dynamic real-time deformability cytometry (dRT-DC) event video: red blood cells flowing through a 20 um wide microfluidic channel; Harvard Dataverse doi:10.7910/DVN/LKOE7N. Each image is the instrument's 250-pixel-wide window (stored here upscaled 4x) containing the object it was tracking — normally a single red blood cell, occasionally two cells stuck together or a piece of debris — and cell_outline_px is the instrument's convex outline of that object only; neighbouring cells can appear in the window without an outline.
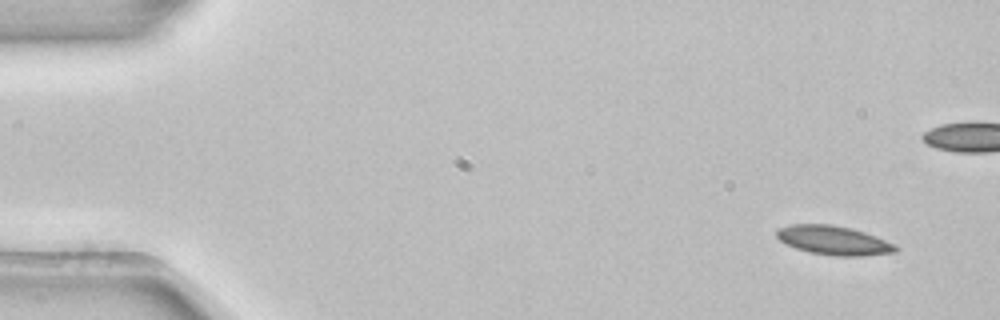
{"species": "common noctule bat (a hibernating species)", "species_latin": "Nyctalus noctula", "temperature_condition": "room temperature", "stored_images_in_passage": 4, "camera_frame_rate_fps": 3000, "um_per_image_px": 0.085, "animal": {"sex": "female", "body_mass_g": 22.7, "forearm_length_mm": 54.2}, "frame": {"image": 1, "passage_image": 1, "time_ms": 0.0, "image_size_px": [1000, 320], "cell_outline_px": [[900, 248], [896, 252], [864, 256], [836, 256], [808, 252], [796, 248], [780, 240], [776, 236], [776, 228], [792, 224], [832, 224], [864, 232], [884, 240]], "centroid_in_image_um": [70.83, 20.43], "position_along_channel_um": 14.2, "area_um2": 20.0}}